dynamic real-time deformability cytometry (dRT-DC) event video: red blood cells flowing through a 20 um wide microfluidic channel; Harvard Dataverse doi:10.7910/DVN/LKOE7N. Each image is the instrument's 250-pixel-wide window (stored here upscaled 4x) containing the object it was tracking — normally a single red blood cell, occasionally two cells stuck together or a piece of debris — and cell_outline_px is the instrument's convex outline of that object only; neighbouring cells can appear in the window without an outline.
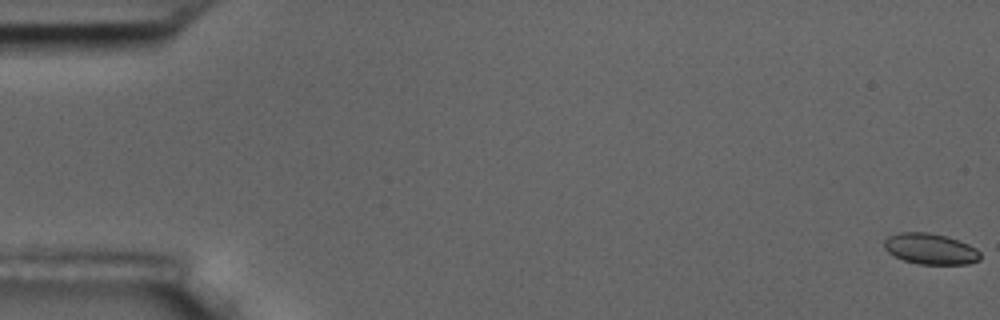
{"species": "common noctule bat (a hibernating species)", "species_latin": "Nyctalus noctula", "temperature_condition": "room temperature", "stored_images_in_passage": 5, "camera_frame_rate_fps": 3000, "um_per_image_px": 0.085, "animal": {"sex": "male", "body_mass_g": 17.5, "forearm_length_mm": 52.3}, "frame": {"image": 1, "passage_image": 1, "time_ms": 0.0, "image_size_px": [1000, 320], "cell_outline_px": [[980, 260], [968, 264], [920, 264], [904, 260], [888, 252], [884, 248], [884, 240], [888, 236], [900, 232], [928, 232], [948, 236], [968, 244], [976, 248], [980, 252]], "centroid_in_image_um": [79.1, 21.14], "position_along_channel_um": 5.9, "area_um2": 17.34}}
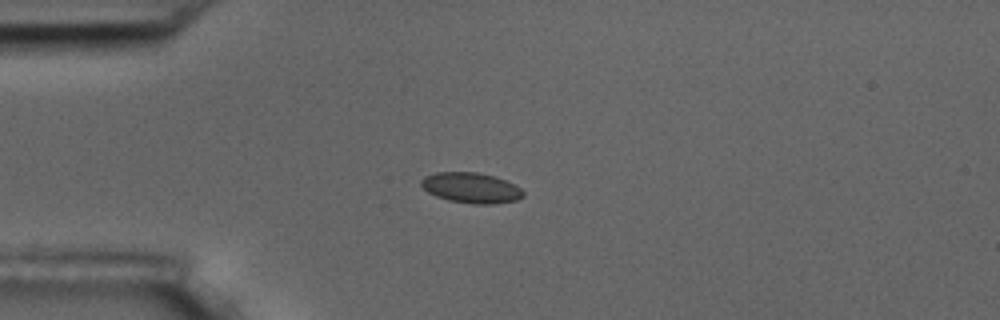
{"frame": {"image": 2, "passage_image": 5, "time_ms": 5.0, "image_size_px": [1000, 320], "cell_outline_px": [[524, 196], [516, 200], [492, 204], [472, 204], [448, 200], [436, 196], [428, 192], [420, 184], [420, 180], [424, 176], [436, 172], [476, 172], [492, 176], [504, 180], [520, 188], [524, 192]], "centroid_in_image_um": [40.01, 15.97], "position_along_channel_um": 45.0, "area_um2": 17.98}}